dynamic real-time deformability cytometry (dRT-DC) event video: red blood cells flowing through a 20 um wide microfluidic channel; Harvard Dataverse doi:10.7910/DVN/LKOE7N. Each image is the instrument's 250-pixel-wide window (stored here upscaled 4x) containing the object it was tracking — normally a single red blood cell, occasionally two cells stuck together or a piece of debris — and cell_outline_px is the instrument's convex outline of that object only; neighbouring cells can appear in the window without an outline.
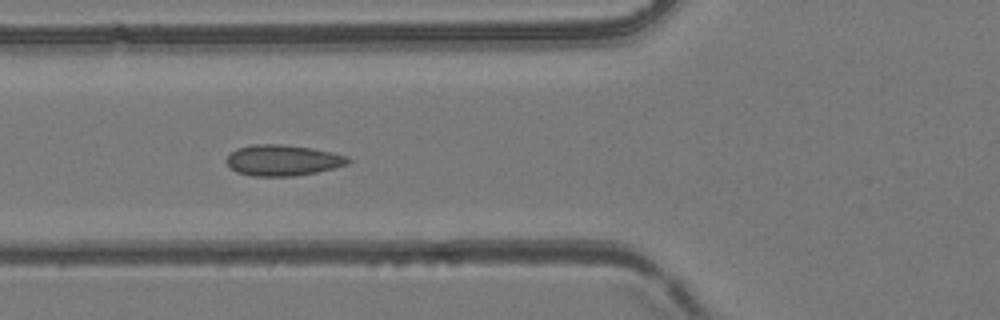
{"species": "common noctule bat (a hibernating species)", "species_latin": "Nyctalus noctula", "temperature_condition": "room temperature", "stored_images_in_passage": 54, "camera_frame_rate_fps": 3000, "um_per_image_px": 0.085, "animal": {"sex": "female", "body_mass_g": 24.6, "forearm_length_mm": 56.2}, "frame": {"image": 1, "passage_image": 21, "time_ms": 6.667, "image_size_px": [1000, 320], "cell_outline_px": [[352, 160], [348, 164], [316, 172], [292, 176], [252, 176], [236, 172], [224, 160], [236, 148], [256, 144], [280, 144], [312, 148], [332, 152], [348, 156]], "centroid_in_image_um": [24.04, 13.62], "position_along_channel_um": 101.8, "area_um2": 21.85}}
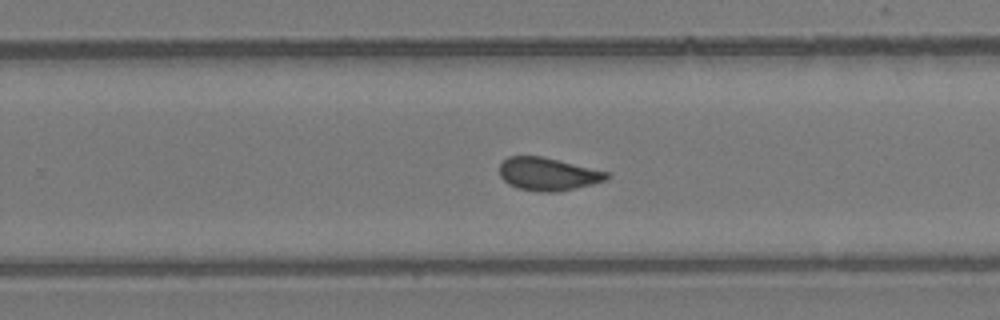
{"frame": {"image": 2, "passage_image": 35, "time_ms": 11.333, "image_size_px": [1000, 320], "cell_outline_px": [[608, 176], [604, 180], [592, 184], [556, 192], [536, 192], [516, 188], [508, 184], [500, 176], [500, 164], [508, 156], [540, 156], [608, 172]], "centroid_in_image_um": [46.51, 14.81], "position_along_channel_um": 283.3, "area_um2": 20.29}}
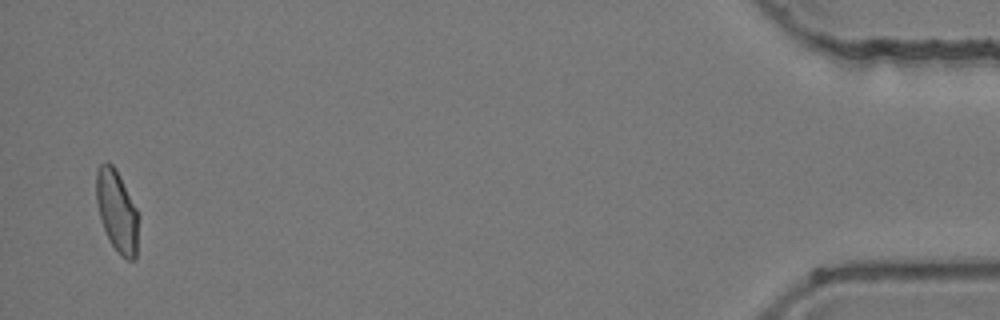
{"frame": {"image": 3, "passage_image": 53, "time_ms": 17.333, "image_size_px": [1000, 320], "cell_outline_px": [[136, 256], [132, 260], [128, 260], [120, 256], [112, 244], [104, 228], [100, 216], [96, 200], [96, 172], [100, 164], [104, 160], [108, 160], [116, 168], [136, 208]], "centroid_in_image_um": [9.9, 17.87], "position_along_channel_um": 425.3, "area_um2": 19.59}, "authors_computed_cell_mechanics": {"area_um2": 20.8369, "velocity_mm_per_s": 3.8939, "shape_relaxation_time_tau1_ms": null, "shape_relaxation_time_tau2_ms": 1.1293, "deformation_change_tau1": null, "deformation_change_tau2": 0.066}}